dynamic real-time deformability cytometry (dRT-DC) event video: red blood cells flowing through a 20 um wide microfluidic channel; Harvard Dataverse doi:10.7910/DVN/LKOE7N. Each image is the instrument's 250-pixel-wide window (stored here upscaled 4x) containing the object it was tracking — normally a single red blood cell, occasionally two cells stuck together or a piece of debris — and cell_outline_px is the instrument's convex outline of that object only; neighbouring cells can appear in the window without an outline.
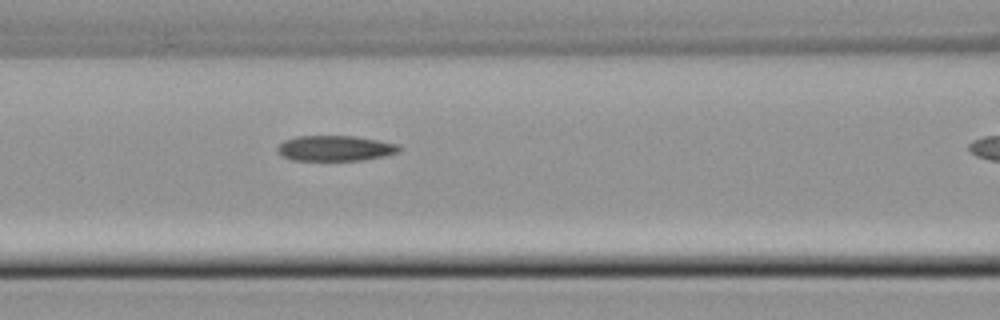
{"species": "common noctule bat (a hibernating species)", "species_latin": "Nyctalus noctula", "temperature_condition": "cold", "stored_images_in_passage": 35, "camera_frame_rate_fps": 3000, "um_per_image_px": 0.085, "animal": {"sex": "male", "body_mass_g": 21.5, "forearm_length_mm": 52.0}, "frame": {"image": 1, "passage_image": 16, "time_ms": 5.0, "image_size_px": [1000, 320], "cell_outline_px": [[400, 152], [384, 156], [360, 160], [292, 160], [280, 156], [276, 152], [276, 148], [284, 140], [296, 136], [356, 136], [396, 144], [400, 148]], "centroid_in_image_um": [28.43, 12.6], "position_along_channel_um": 138.2, "area_um2": 18.03}}
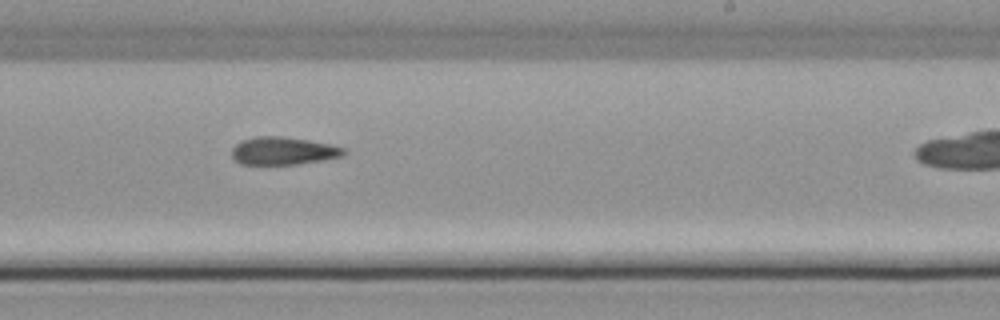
{"frame": {"image": 2, "passage_image": 25, "time_ms": 8.0, "image_size_px": [1000, 320], "cell_outline_px": [[344, 156], [296, 164], [240, 164], [232, 156], [232, 148], [236, 144], [244, 140], [256, 136], [280, 136], [308, 140], [328, 144], [344, 148]], "centroid_in_image_um": [24.04, 12.82], "position_along_channel_um": 265.0, "area_um2": 17.8}}